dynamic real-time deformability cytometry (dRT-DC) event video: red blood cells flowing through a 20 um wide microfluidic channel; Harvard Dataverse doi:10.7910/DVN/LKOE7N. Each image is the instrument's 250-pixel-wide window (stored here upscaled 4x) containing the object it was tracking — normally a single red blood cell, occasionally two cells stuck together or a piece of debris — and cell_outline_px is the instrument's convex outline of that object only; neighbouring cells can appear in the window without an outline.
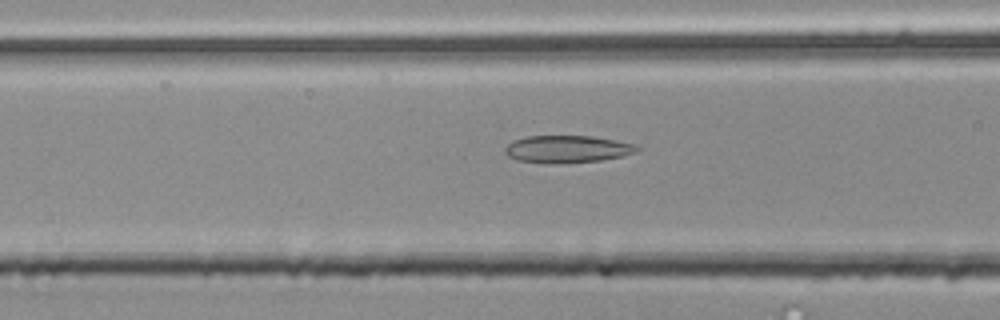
{"species": "common noctule bat (a hibernating species)", "species_latin": "Nyctalus noctula", "temperature_condition": "room temperature", "stored_images_in_passage": 44, "camera_frame_rate_fps": 3000, "um_per_image_px": 0.085, "animal": {"sex": "male", "body_mass_g": 20.4}, "frame": {"image": 1, "passage_image": 11, "time_ms": 3.333, "image_size_px": [1000, 320], "cell_outline_px": [[640, 148], [636, 152], [620, 156], [600, 160], [552, 164], [544, 164], [516, 160], [508, 156], [504, 152], [504, 148], [512, 140], [524, 136], [592, 136], [616, 140], [636, 144]], "centroid_in_image_um": [48.16, 12.67], "position_along_channel_um": 118.4, "area_um2": 21.21}}
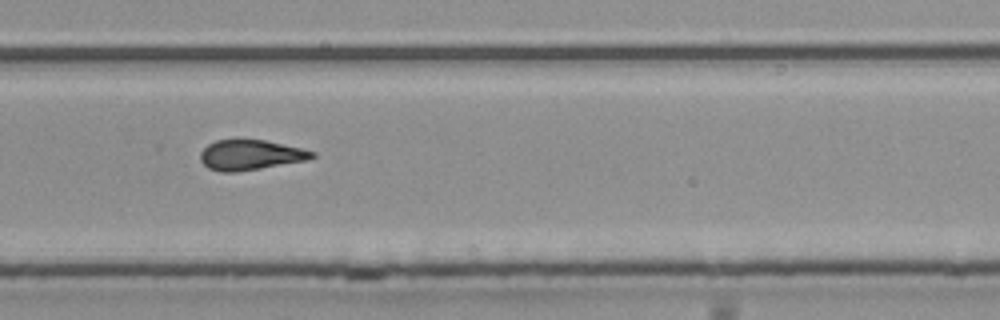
{"frame": {"image": 2, "passage_image": 26, "time_ms": 8.333, "image_size_px": [1000, 320], "cell_outline_px": [[316, 156], [308, 160], [236, 172], [220, 172], [208, 168], [200, 160], [200, 152], [208, 144], [216, 140], [236, 136], [240, 136], [264, 140], [300, 148], [316, 152]], "centroid_in_image_um": [21.24, 13.12], "position_along_channel_um": 308.6, "area_um2": 20.23}}
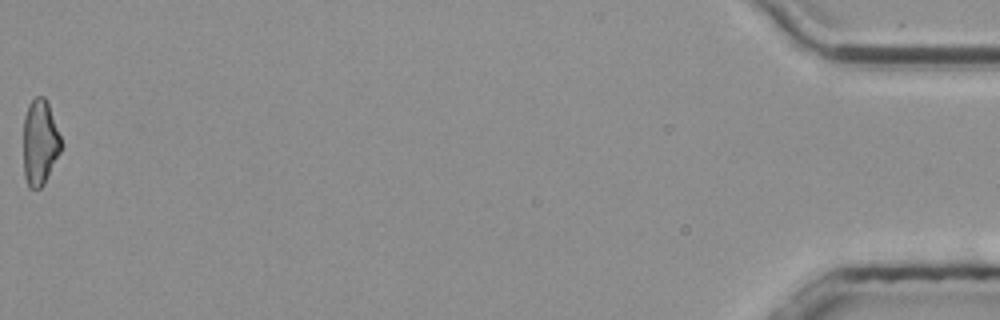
{"frame": {"image": 3, "passage_image": 44, "time_ms": 14.333, "image_size_px": [1000, 320], "cell_outline_px": [[60, 152], [44, 184], [40, 188], [28, 188], [24, 176], [24, 116], [28, 104], [36, 96], [44, 96], [48, 104], [60, 136]], "centroid_in_image_um": [3.37, 12.11], "position_along_channel_um": 431.8, "area_um2": 18.55}, "authors_computed_cell_mechanics": {"area_um2": 20.0277, "velocity_mm_per_s": 3.808, "shape_relaxation_time_tau1_ms": 7.0663, "shape_relaxation_time_tau2_ms": 2.382, "deformation_change_tau1": 0.1734, "deformation_change_tau2": 0.1201}}